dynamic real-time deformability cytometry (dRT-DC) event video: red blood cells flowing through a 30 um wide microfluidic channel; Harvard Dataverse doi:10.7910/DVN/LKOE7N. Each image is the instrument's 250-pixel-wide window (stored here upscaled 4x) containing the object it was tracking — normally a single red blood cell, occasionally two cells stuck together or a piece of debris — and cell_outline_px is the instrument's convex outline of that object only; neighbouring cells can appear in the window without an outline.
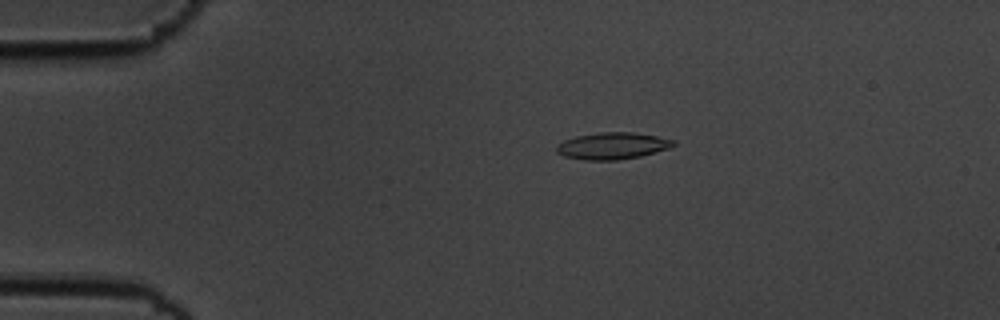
{"species": "common noctule bat (a hibernating species)", "species_latin": "Nyctalus noctula", "temperature_condition": "cold", "stored_images_in_passage": 50, "camera_frame_rate_fps": 3000, "um_per_image_px": 0.085, "animal": {"sex": "male", "body_mass_g": 19.5, "forearm_length_mm": 54.6}, "frame": {"image": 1, "passage_image": 5, "time_ms": 1.333, "image_size_px": [1000, 320], "cell_outline_px": [[676, 144], [668, 148], [640, 156], [616, 160], [584, 160], [564, 156], [556, 152], [556, 144], [564, 140], [576, 136], [600, 132], [632, 132], [656, 136], [676, 140]], "centroid_in_image_um": [52.03, 12.39], "position_along_channel_um": 33.0, "area_um2": 18.21}}
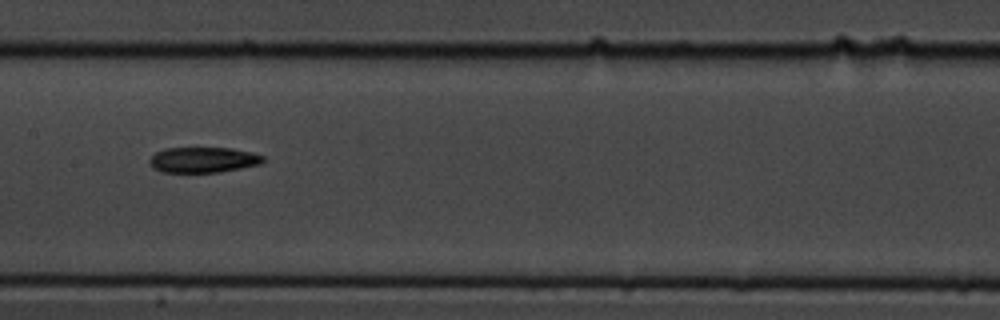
{"frame": {"image": 2, "passage_image": 22, "time_ms": 7.0, "image_size_px": [1000, 320], "cell_outline_px": [[264, 160], [260, 164], [220, 172], [160, 172], [152, 168], [148, 160], [156, 152], [164, 148], [232, 148], [252, 152], [264, 156]], "centroid_in_image_um": [17.25, 13.58], "position_along_channel_um": 190.2, "area_um2": 16.94}}
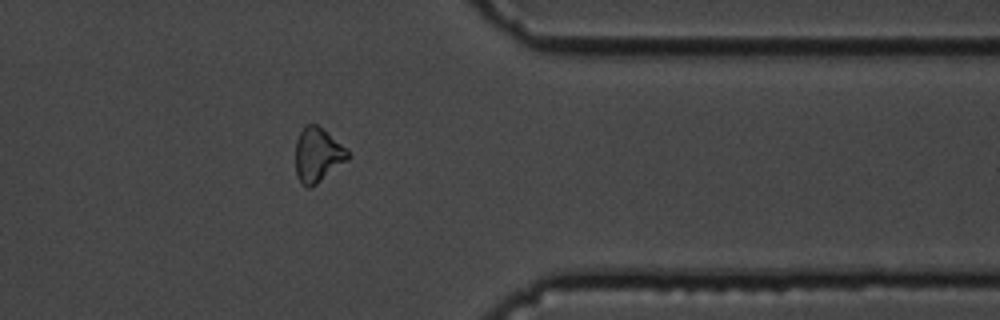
{"frame": {"image": 3, "passage_image": 39, "time_ms": 12.667, "image_size_px": [1000, 320], "cell_outline_px": [[352, 156], [348, 160], [316, 184], [308, 188], [300, 184], [296, 176], [296, 140], [304, 124], [316, 124], [348, 148]], "centroid_in_image_um": [27.02, 13.17], "position_along_channel_um": 384.4, "area_um2": 16.82}, "authors_computed_cell_mechanics": {"area_um2": 17.1955, "velocity_mm_per_s": 3.6114, "shape_relaxation_time_tau1_ms": 5.5437, "shape_relaxation_time_tau2_ms": null, "deformation_change_tau1": 0.142, "deformation_change_tau2": null}}